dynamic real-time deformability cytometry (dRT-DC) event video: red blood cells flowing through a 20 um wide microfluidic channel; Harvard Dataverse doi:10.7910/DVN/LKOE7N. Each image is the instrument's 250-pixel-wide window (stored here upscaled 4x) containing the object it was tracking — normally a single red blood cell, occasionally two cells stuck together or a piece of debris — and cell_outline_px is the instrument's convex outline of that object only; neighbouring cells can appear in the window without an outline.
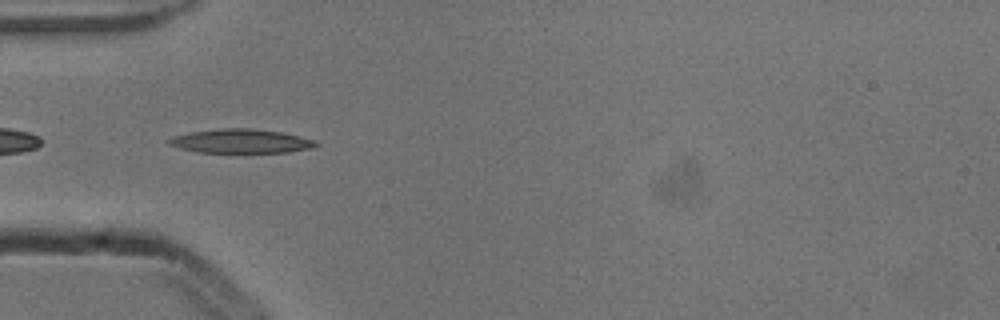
{"species": "common noctule bat (a hibernating species)", "species_latin": "Nyctalus noctula", "temperature_condition": "cold", "stored_images_in_passage": 4, "camera_frame_rate_fps": 3000, "um_per_image_px": 0.085, "animal": {"sex": "male", "body_mass_g": 13.3}, "frame": {"image": 1, "passage_image": 2, "time_ms": 0.333, "image_size_px": [1000, 320], "cell_outline_px": [[320, 144], [316, 148], [288, 152], [196, 152], [180, 148], [168, 144], [168, 140], [172, 136], [192, 132], [220, 128], [252, 128], [280, 132], [300, 136], [316, 140]], "centroid_in_image_um": [20.53, 12.0], "position_along_channel_um": 64.5, "area_um2": 20.63}}
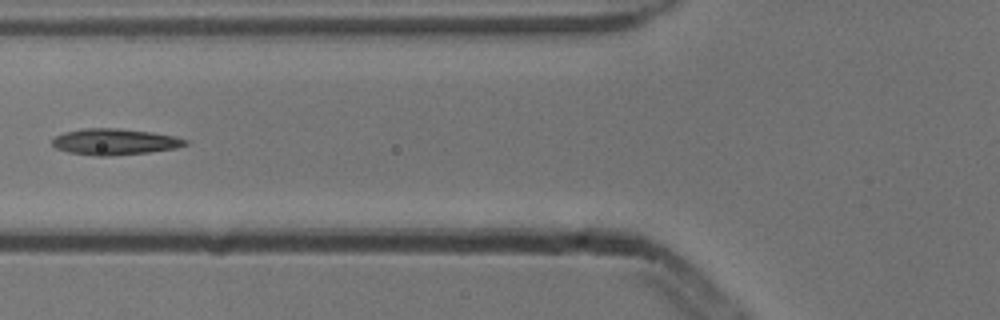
{"frame": {"image": 2, "passage_image": 3, "time_ms": 0.667, "image_size_px": [1000, 320], "cell_outline_px": [[188, 144], [176, 148], [148, 152], [108, 156], [96, 156], [68, 152], [56, 148], [52, 144], [52, 140], [56, 136], [64, 132], [84, 128], [116, 128], [152, 132], [176, 136], [188, 140]], "centroid_in_image_um": [9.76, 12.04], "position_along_channel_um": 116.0, "area_um2": 20.29}}
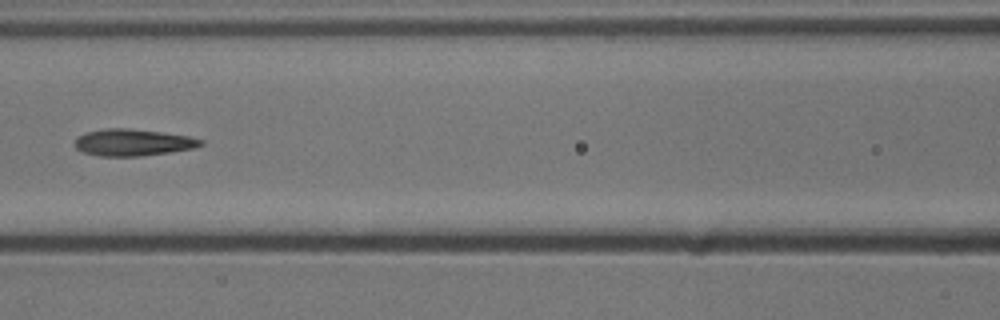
{"frame": {"image": 3, "passage_image": 4, "time_ms": 1.0, "image_size_px": [1000, 320], "cell_outline_px": [[204, 144], [192, 148], [168, 152], [140, 156], [100, 156], [84, 152], [76, 148], [76, 140], [80, 136], [88, 132], [104, 128], [128, 128], [160, 132], [188, 136], [204, 140]], "centroid_in_image_um": [11.31, 12.1], "position_along_channel_um": 155.3, "area_um2": 19.31}}